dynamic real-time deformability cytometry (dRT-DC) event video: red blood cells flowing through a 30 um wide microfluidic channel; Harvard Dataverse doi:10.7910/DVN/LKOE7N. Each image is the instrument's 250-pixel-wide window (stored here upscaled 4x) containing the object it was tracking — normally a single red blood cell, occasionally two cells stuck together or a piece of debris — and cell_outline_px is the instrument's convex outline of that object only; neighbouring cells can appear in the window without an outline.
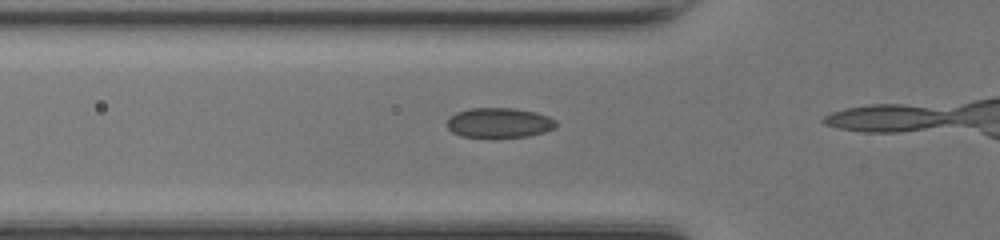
{"species": "common noctule bat (a hibernating species)", "species_latin": "Nyctalus noctula", "temperature_condition": "room temperature", "stored_images_in_passage": 6, "camera_frame_rate_fps": 3000, "um_per_image_px": 0.085, "animal": {"sex": "female", "body_mass_g": 17.0, "forearm_length_mm": 48.0}, "frame": {"image": 1, "passage_image": 5, "time_ms": 1.333, "image_size_px": [1000, 240], "cell_outline_px": [[556, 128], [544, 132], [528, 136], [460, 136], [452, 132], [448, 128], [448, 120], [456, 112], [468, 108], [512, 108], [536, 112], [548, 116], [556, 120]], "centroid_in_image_um": [42.45, 10.42], "position_along_channel_um": 83.3, "area_um2": 18.73}}